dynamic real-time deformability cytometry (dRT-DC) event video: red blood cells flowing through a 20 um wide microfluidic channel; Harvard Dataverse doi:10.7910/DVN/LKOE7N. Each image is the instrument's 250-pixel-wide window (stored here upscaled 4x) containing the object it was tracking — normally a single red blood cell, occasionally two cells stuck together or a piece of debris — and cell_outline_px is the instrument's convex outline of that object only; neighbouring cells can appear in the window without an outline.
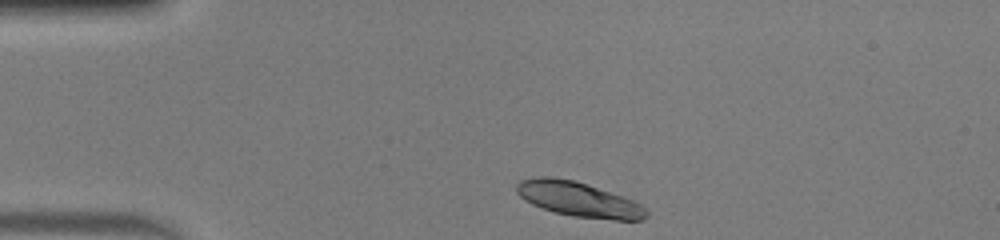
{"species": "human", "species_latin": "Homo sapiens", "temperature_condition": "warm", "stored_images_in_passage": 27, "camera_frame_rate_fps": 3000, "um_per_image_px": 0.085, "donor": {"sex": "male"}, "frame": {"image": 1, "passage_image": 1, "time_ms": 0.0, "image_size_px": [1000, 240], "cell_outline_px": [[648, 216], [644, 220], [616, 220], [572, 216], [556, 212], [532, 204], [524, 200], [516, 192], [516, 184], [520, 180], [536, 176], [552, 176], [572, 180], [632, 200], [640, 204], [648, 212]], "centroid_in_image_um": [49.14, 16.94], "position_along_channel_um": 35.9, "area_um2": 25.95}}
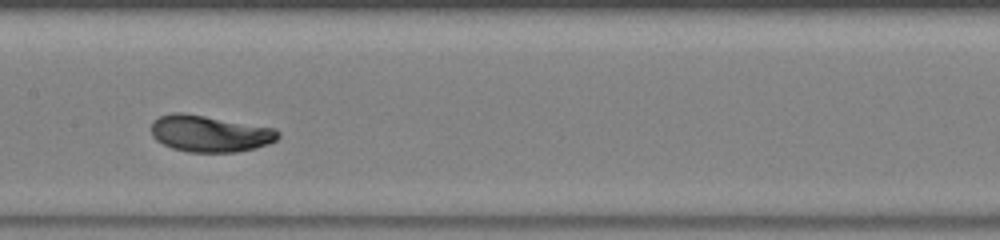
{"frame": {"image": 2, "passage_image": 16, "time_ms": 5.0, "image_size_px": [1000, 240], "cell_outline_px": [[280, 136], [276, 140], [268, 144], [256, 148], [236, 152], [188, 152], [172, 148], [156, 140], [152, 136], [152, 120], [160, 116], [172, 112], [184, 112], [276, 128], [280, 132]], "centroid_in_image_um": [17.84, 11.35], "position_along_channel_um": 189.6, "area_um2": 27.28}}
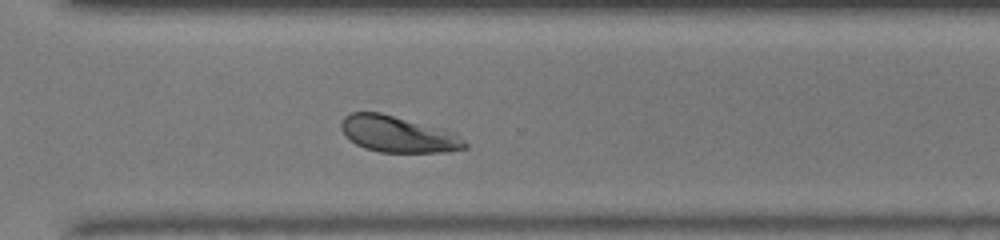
{"frame": {"image": 3, "passage_image": 27, "time_ms": 8.667, "image_size_px": [1000, 240], "cell_outline_px": [[468, 148], [444, 152], [380, 152], [364, 148], [356, 144], [340, 128], [340, 124], [344, 116], [352, 112], [380, 112], [444, 128], [456, 132], [468, 144]], "centroid_in_image_um": [33.88, 11.4], "position_along_channel_um": 336.7, "area_um2": 26.36}}